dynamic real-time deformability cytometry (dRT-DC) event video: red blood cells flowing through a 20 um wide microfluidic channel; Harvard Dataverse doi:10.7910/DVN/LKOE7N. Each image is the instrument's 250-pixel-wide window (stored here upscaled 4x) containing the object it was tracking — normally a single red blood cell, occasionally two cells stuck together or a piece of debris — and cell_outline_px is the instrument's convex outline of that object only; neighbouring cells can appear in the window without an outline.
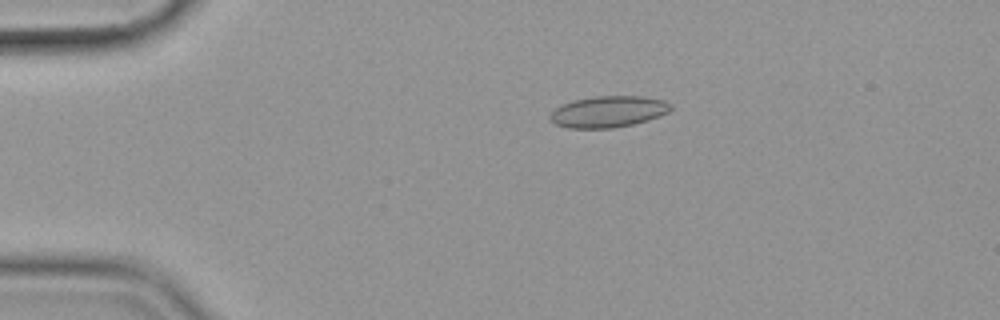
{"species": "common noctule bat (a hibernating species)", "species_latin": "Nyctalus noctula", "temperature_condition": "cold", "stored_images_in_passage": 57, "camera_frame_rate_fps": 3000, "um_per_image_px": 0.085, "animal": {"sex": "female", "body_mass_g": 19.9}, "frame": {"image": 1, "passage_image": 12, "time_ms": 3.667, "image_size_px": [1000, 320], "cell_outline_px": [[672, 108], [668, 112], [660, 116], [648, 120], [632, 124], [612, 128], [568, 128], [556, 124], [548, 120], [548, 116], [556, 108], [572, 100], [596, 96], [640, 96], [664, 100], [672, 104]], "centroid_in_image_um": [51.7, 9.49], "position_along_channel_um": 33.3, "area_um2": 22.08}}
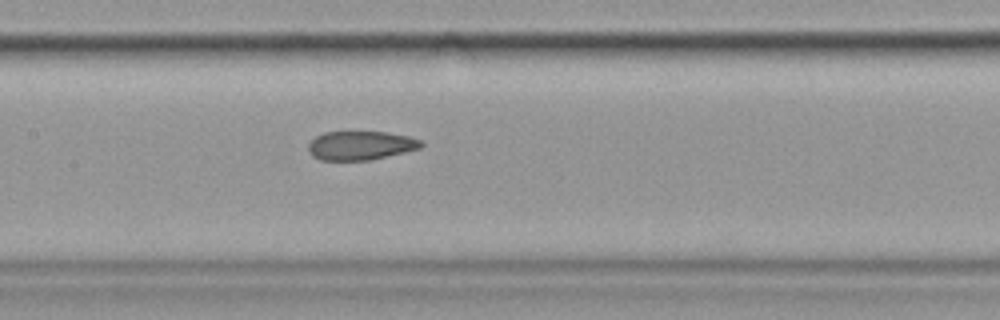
{"frame": {"image": 2, "passage_image": 28, "time_ms": 9.0, "image_size_px": [1000, 320], "cell_outline_px": [[424, 144], [420, 148], [372, 160], [320, 160], [312, 156], [308, 152], [308, 144], [316, 136], [324, 132], [388, 132], [408, 136], [420, 140]], "centroid_in_image_um": [30.63, 12.37], "position_along_channel_um": 176.8, "area_um2": 19.02}}
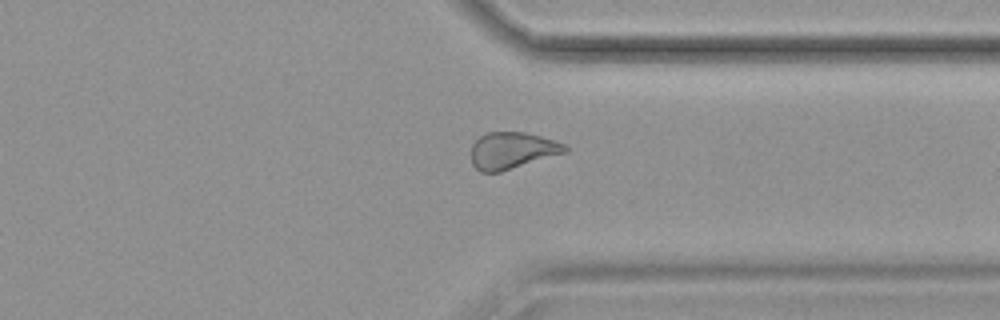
{"frame": {"image": 3, "passage_image": 44, "time_ms": 14.333, "image_size_px": [1000, 320], "cell_outline_px": [[568, 152], [500, 172], [480, 172], [472, 164], [472, 144], [480, 136], [488, 132], [524, 132], [540, 136], [564, 144], [568, 148]], "centroid_in_image_um": [43.53, 12.8], "position_along_channel_um": 367.9, "area_um2": 20.0}, "authors_computed_cell_mechanics": {"area_um2": 21.2704, "velocity_mm_per_s": 3.5925, "shape_relaxation_time_tau1_ms": null, "shape_relaxation_time_tau2_ms": 2.2582, "deformation_change_tau1": null, "deformation_change_tau2": 0.0806}}